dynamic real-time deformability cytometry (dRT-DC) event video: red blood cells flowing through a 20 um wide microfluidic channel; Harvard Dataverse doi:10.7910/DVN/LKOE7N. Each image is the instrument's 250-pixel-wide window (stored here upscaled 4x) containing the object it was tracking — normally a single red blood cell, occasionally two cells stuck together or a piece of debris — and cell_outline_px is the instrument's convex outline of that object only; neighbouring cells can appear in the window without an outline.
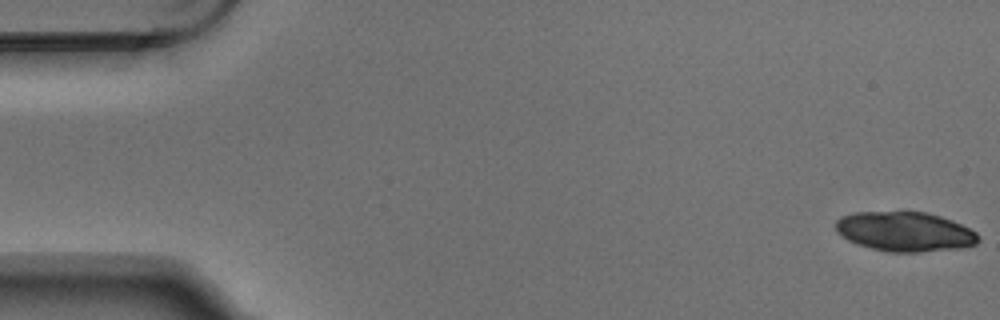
{"species": "Egyptian fruit bat (a non-hibernating species)", "species_latin": "Rousettus aegyptiacus", "temperature_condition": "warm", "stored_images_in_passage": 7, "segment_of_instrument_passage": [1, 2], "camera_frame_rate_fps": 3000, "um_per_image_px": 0.085, "animal": {"sex": "male"}, "frame": {"image": 1, "passage_image": 1, "time_ms": 0.0, "image_size_px": [1000, 320], "cell_outline_px": [[980, 240], [976, 244], [960, 248], [920, 252], [892, 252], [872, 248], [856, 244], [840, 236], [836, 232], [836, 220], [840, 216], [856, 212], [928, 212], [952, 220], [976, 232], [980, 236]], "centroid_in_image_um": [76.9, 19.69], "position_along_channel_um": 8.1, "area_um2": 33.0}}